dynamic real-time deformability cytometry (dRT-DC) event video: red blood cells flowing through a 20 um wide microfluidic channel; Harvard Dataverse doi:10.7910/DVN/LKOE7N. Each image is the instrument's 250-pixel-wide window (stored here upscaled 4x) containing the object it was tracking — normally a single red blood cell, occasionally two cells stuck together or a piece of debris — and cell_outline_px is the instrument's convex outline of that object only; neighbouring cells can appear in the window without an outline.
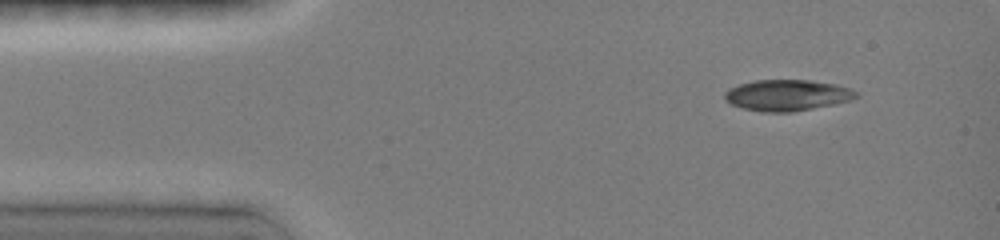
{"species": "common noctule bat (a hibernating species)", "species_latin": "Nyctalus noctula", "temperature_condition": "room temperature", "stored_images_in_passage": 42, "camera_frame_rate_fps": 3000, "um_per_image_px": 0.085, "animal": {"sex": "female", "body_mass_g": 19.0, "forearm_length_mm": 51.5}, "frame": {"image": 1, "passage_image": 1, "time_ms": 0.0, "image_size_px": [1000, 240], "cell_outline_px": [[860, 96], [852, 100], [792, 112], [764, 112], [744, 108], [732, 104], [724, 100], [724, 92], [728, 88], [740, 84], [756, 80], [812, 80], [836, 84], [860, 92]], "centroid_in_image_um": [66.92, 8.08], "position_along_channel_um": 18.1, "area_um2": 23.87}}
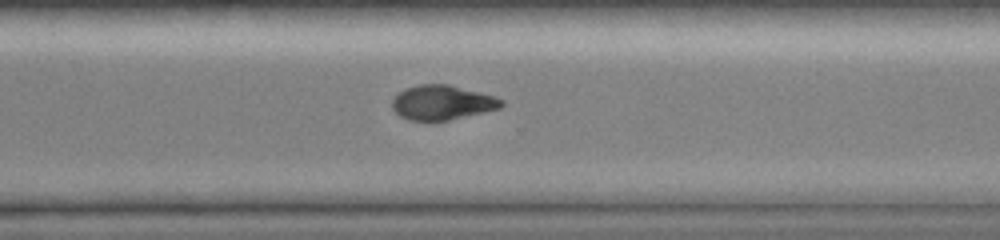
{"frame": {"image": 2, "passage_image": 30, "time_ms": 9.667, "image_size_px": [1000, 240], "cell_outline_px": [[504, 104], [500, 108], [484, 112], [432, 124], [408, 120], [400, 116], [392, 108], [392, 100], [404, 88], [420, 84], [448, 84], [492, 96], [504, 100]], "centroid_in_image_um": [37.54, 8.76], "position_along_channel_um": 333.1, "area_um2": 22.37}}
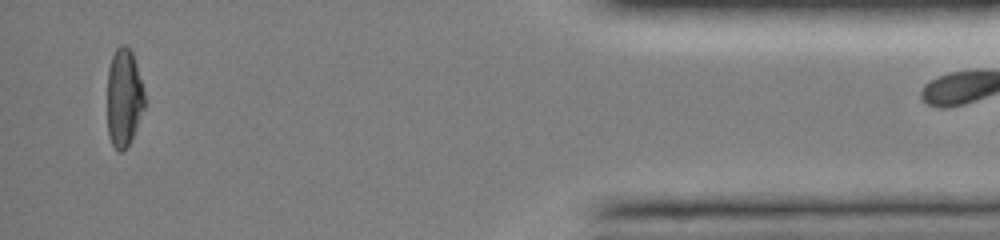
{"frame": {"image": 3, "passage_image": 41, "time_ms": 13.333, "image_size_px": [1000, 240], "cell_outline_px": [[144, 108], [132, 136], [128, 144], [120, 152], [112, 144], [108, 136], [108, 68], [112, 56], [116, 48], [120, 44], [124, 44], [132, 52], [136, 64], [144, 92]], "centroid_in_image_um": [10.52, 8.26], "position_along_channel_um": 424.7, "area_um2": 20.92}}